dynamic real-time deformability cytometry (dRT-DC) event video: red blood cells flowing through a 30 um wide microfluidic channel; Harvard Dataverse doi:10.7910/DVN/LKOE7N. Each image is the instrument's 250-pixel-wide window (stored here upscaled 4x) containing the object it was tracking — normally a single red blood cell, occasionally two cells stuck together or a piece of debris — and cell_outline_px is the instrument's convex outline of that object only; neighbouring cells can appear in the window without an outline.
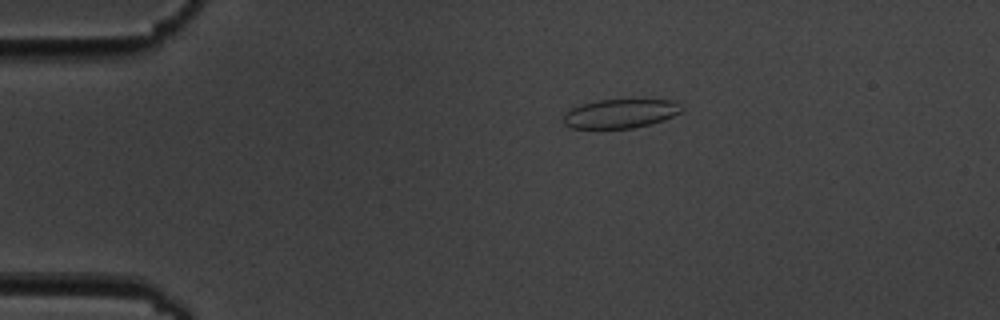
{"species": "common noctule bat (a hibernating species)", "species_latin": "Nyctalus noctula", "temperature_condition": "cold", "stored_images_in_passage": 2, "camera_frame_rate_fps": 3000, "um_per_image_px": 0.085, "animal": {"sex": "male", "body_mass_g": 19.5, "forearm_length_mm": 54.6}, "frame": {"image": 1, "passage_image": 1, "time_ms": 0.0, "image_size_px": [1000, 320], "cell_outline_px": [[684, 108], [680, 112], [672, 116], [648, 124], [632, 128], [572, 128], [564, 124], [564, 112], [580, 104], [596, 100], [672, 100], [680, 104]], "centroid_in_image_um": [52.69, 9.64], "position_along_channel_um": 32.3, "area_um2": 19.77}}